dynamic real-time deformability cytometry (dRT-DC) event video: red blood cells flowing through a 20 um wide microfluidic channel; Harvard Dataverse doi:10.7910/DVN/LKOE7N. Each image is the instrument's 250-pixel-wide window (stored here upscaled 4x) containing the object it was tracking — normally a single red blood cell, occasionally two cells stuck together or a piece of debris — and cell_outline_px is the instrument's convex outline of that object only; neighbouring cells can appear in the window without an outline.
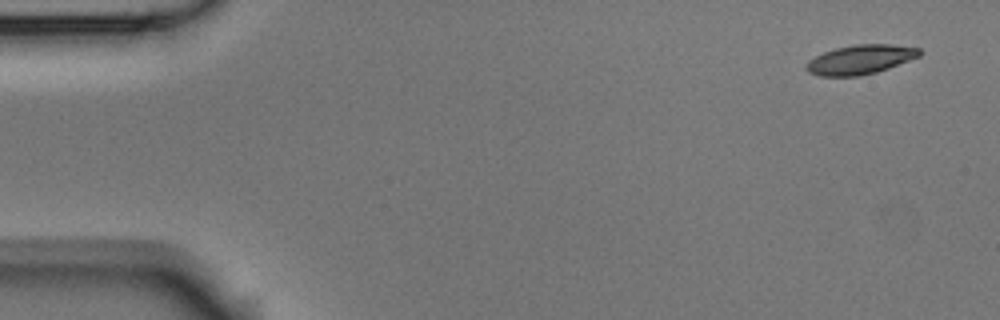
{"species": "Egyptian fruit bat (a non-hibernating species)", "species_latin": "Rousettus aegyptiacus", "temperature_condition": "room temperature", "stored_images_in_passage": 3, "camera_frame_rate_fps": 3000, "um_per_image_px": 0.085, "animal": {"sex": "male"}, "frame": {"image": 1, "passage_image": 1, "time_ms": 0.0, "image_size_px": [1000, 320], "cell_outline_px": [[924, 52], [920, 56], [888, 68], [876, 72], [860, 76], [820, 76], [808, 72], [804, 68], [804, 64], [808, 60], [824, 52], [836, 48], [856, 44], [892, 44], [920, 48]], "centroid_in_image_um": [73.12, 5.06], "position_along_channel_um": 11.9, "area_um2": 19.48}}